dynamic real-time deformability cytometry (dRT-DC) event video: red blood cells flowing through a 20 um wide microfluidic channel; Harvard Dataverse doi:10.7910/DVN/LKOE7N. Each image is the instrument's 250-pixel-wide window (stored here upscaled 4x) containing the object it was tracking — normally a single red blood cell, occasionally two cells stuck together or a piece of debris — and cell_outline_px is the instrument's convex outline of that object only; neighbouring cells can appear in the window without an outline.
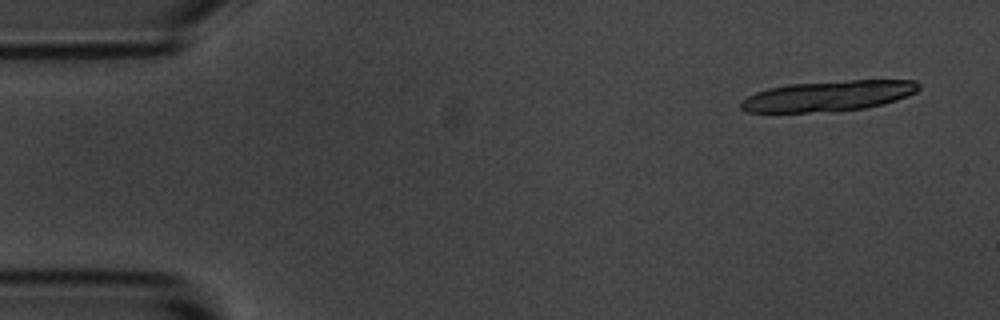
{"species": "common noctule bat (a hibernating species)", "species_latin": "Nyctalus noctula", "temperature_condition": "room temperature", "stored_images_in_passage": 7, "camera_frame_rate_fps": 3000, "um_per_image_px": 0.085, "animal": {"sex": "male", "body_mass_g": 20.1, "forearm_length_mm": 53.5}, "frame": {"image": 1, "passage_image": 1, "time_ms": 0.0, "image_size_px": [1000, 320], "cell_outline_px": [[920, 88], [916, 92], [896, 100], [884, 104], [864, 108], [808, 112], [748, 112], [740, 108], [740, 104], [748, 96], [756, 92], [768, 88], [788, 84], [848, 80], [916, 80], [920, 84]], "centroid_in_image_um": [70.43, 8.14], "position_along_channel_um": 14.6, "area_um2": 31.39}}
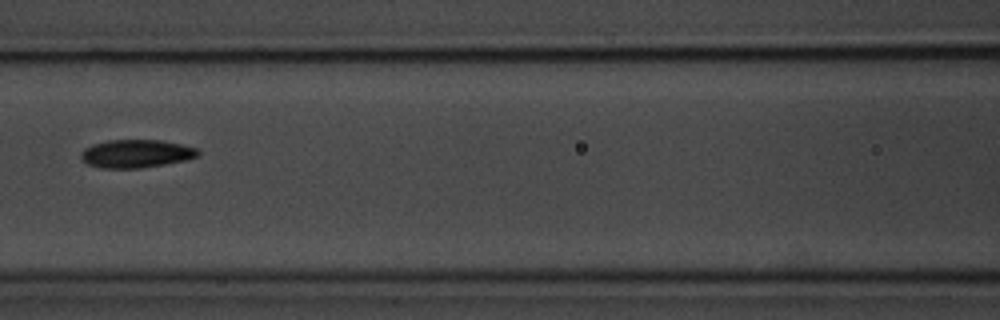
{"frame": {"image": 2, "passage_image": 7, "time_ms": 2.0, "image_size_px": [1000, 320], "cell_outline_px": [[200, 156], [184, 160], [164, 164], [140, 168], [100, 168], [88, 164], [80, 156], [80, 152], [84, 148], [92, 144], [108, 140], [160, 140], [180, 144], [196, 148], [200, 152]], "centroid_in_image_um": [11.55, 13.06], "position_along_channel_um": 155.0, "area_um2": 19.13}}